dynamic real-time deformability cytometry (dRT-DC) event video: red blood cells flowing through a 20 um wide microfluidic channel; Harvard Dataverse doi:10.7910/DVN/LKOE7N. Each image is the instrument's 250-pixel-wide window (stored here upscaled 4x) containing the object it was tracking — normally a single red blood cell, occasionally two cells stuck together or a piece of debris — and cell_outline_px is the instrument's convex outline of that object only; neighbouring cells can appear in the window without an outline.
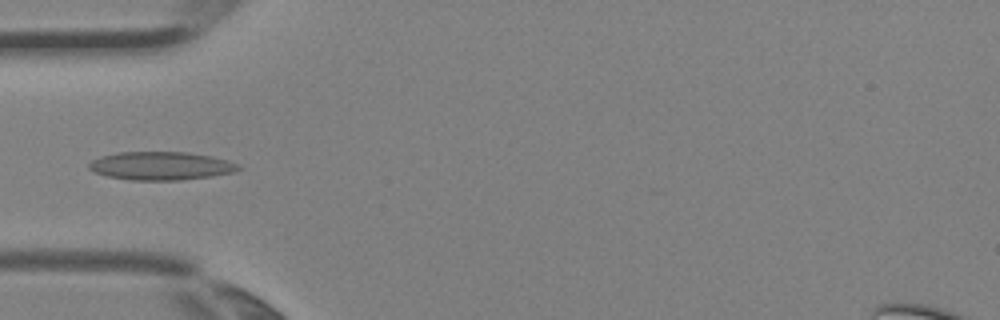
{"species": "Egyptian fruit bat (a non-hibernating species)", "species_latin": "Rousettus aegyptiacus", "temperature_condition": "room temperature", "stored_images_in_passage": 4, "camera_frame_rate_fps": 3000, "um_per_image_px": 0.085, "animal": {"sex": "female"}, "frame": {"image": 1, "passage_image": 4, "time_ms": 1.0, "image_size_px": [1000, 320], "cell_outline_px": [[244, 168], [232, 172], [212, 176], [180, 180], [128, 180], [108, 176], [96, 172], [88, 168], [88, 164], [92, 160], [100, 156], [116, 152], [188, 152], [212, 156], [228, 160]], "centroid_in_image_um": [13.67, 14.09], "position_along_channel_um": 71.3, "area_um2": 24.68}}